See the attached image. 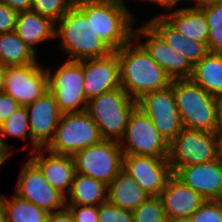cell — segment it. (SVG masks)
Returning <instances> with one entry per match:
<instances>
[{
  "instance_id": "3957f363",
  "label": "cell",
  "mask_w": 222,
  "mask_h": 222,
  "mask_svg": "<svg viewBox=\"0 0 222 222\" xmlns=\"http://www.w3.org/2000/svg\"><path fill=\"white\" fill-rule=\"evenodd\" d=\"M55 38L68 60L102 58L113 52L93 31L91 21L74 5L56 23ZM61 47V48H60Z\"/></svg>"
},
{
  "instance_id": "f6af8a7d",
  "label": "cell",
  "mask_w": 222,
  "mask_h": 222,
  "mask_svg": "<svg viewBox=\"0 0 222 222\" xmlns=\"http://www.w3.org/2000/svg\"><path fill=\"white\" fill-rule=\"evenodd\" d=\"M6 69L7 67H5L4 65L0 63V92L3 90L4 75H5Z\"/></svg>"
},
{
  "instance_id": "ab89813d",
  "label": "cell",
  "mask_w": 222,
  "mask_h": 222,
  "mask_svg": "<svg viewBox=\"0 0 222 222\" xmlns=\"http://www.w3.org/2000/svg\"><path fill=\"white\" fill-rule=\"evenodd\" d=\"M142 2H152L153 4H157L159 6H162L164 9L168 10L166 12L172 11L173 9L178 6L179 2L183 1L186 3V0H140Z\"/></svg>"
},
{
  "instance_id": "836d02e7",
  "label": "cell",
  "mask_w": 222,
  "mask_h": 222,
  "mask_svg": "<svg viewBox=\"0 0 222 222\" xmlns=\"http://www.w3.org/2000/svg\"><path fill=\"white\" fill-rule=\"evenodd\" d=\"M98 222H133V213L106 201L99 205Z\"/></svg>"
},
{
  "instance_id": "ffe728a7",
  "label": "cell",
  "mask_w": 222,
  "mask_h": 222,
  "mask_svg": "<svg viewBox=\"0 0 222 222\" xmlns=\"http://www.w3.org/2000/svg\"><path fill=\"white\" fill-rule=\"evenodd\" d=\"M159 197L168 220L188 219L206 201L175 174L169 177Z\"/></svg>"
},
{
  "instance_id": "60d3db41",
  "label": "cell",
  "mask_w": 222,
  "mask_h": 222,
  "mask_svg": "<svg viewBox=\"0 0 222 222\" xmlns=\"http://www.w3.org/2000/svg\"><path fill=\"white\" fill-rule=\"evenodd\" d=\"M214 133L222 135V97L218 99L216 126Z\"/></svg>"
},
{
  "instance_id": "30bf717a",
  "label": "cell",
  "mask_w": 222,
  "mask_h": 222,
  "mask_svg": "<svg viewBox=\"0 0 222 222\" xmlns=\"http://www.w3.org/2000/svg\"><path fill=\"white\" fill-rule=\"evenodd\" d=\"M119 144L123 155L155 158H168L169 155V145L160 136L150 118L138 107L131 113Z\"/></svg>"
},
{
  "instance_id": "b9f144b4",
  "label": "cell",
  "mask_w": 222,
  "mask_h": 222,
  "mask_svg": "<svg viewBox=\"0 0 222 222\" xmlns=\"http://www.w3.org/2000/svg\"><path fill=\"white\" fill-rule=\"evenodd\" d=\"M10 155H12V153L3 145L0 138V168Z\"/></svg>"
},
{
  "instance_id": "8992f818",
  "label": "cell",
  "mask_w": 222,
  "mask_h": 222,
  "mask_svg": "<svg viewBox=\"0 0 222 222\" xmlns=\"http://www.w3.org/2000/svg\"><path fill=\"white\" fill-rule=\"evenodd\" d=\"M99 127L86 111L62 113L48 151L73 156L76 152L101 142Z\"/></svg>"
},
{
  "instance_id": "4316f807",
  "label": "cell",
  "mask_w": 222,
  "mask_h": 222,
  "mask_svg": "<svg viewBox=\"0 0 222 222\" xmlns=\"http://www.w3.org/2000/svg\"><path fill=\"white\" fill-rule=\"evenodd\" d=\"M15 31L0 34V63L5 67L25 66L37 61Z\"/></svg>"
},
{
  "instance_id": "7bdbcfd3",
  "label": "cell",
  "mask_w": 222,
  "mask_h": 222,
  "mask_svg": "<svg viewBox=\"0 0 222 222\" xmlns=\"http://www.w3.org/2000/svg\"><path fill=\"white\" fill-rule=\"evenodd\" d=\"M0 222H7L4 209V195L0 193Z\"/></svg>"
},
{
  "instance_id": "7dc6e473",
  "label": "cell",
  "mask_w": 222,
  "mask_h": 222,
  "mask_svg": "<svg viewBox=\"0 0 222 222\" xmlns=\"http://www.w3.org/2000/svg\"><path fill=\"white\" fill-rule=\"evenodd\" d=\"M168 222H189L188 219H172L168 220Z\"/></svg>"
},
{
  "instance_id": "ee69618b",
  "label": "cell",
  "mask_w": 222,
  "mask_h": 222,
  "mask_svg": "<svg viewBox=\"0 0 222 222\" xmlns=\"http://www.w3.org/2000/svg\"><path fill=\"white\" fill-rule=\"evenodd\" d=\"M222 0H186V3H195V6L207 5L214 2H221Z\"/></svg>"
},
{
  "instance_id": "d6a6232c",
  "label": "cell",
  "mask_w": 222,
  "mask_h": 222,
  "mask_svg": "<svg viewBox=\"0 0 222 222\" xmlns=\"http://www.w3.org/2000/svg\"><path fill=\"white\" fill-rule=\"evenodd\" d=\"M188 220L189 222H222V200H206Z\"/></svg>"
},
{
  "instance_id": "2e32d148",
  "label": "cell",
  "mask_w": 222,
  "mask_h": 222,
  "mask_svg": "<svg viewBox=\"0 0 222 222\" xmlns=\"http://www.w3.org/2000/svg\"><path fill=\"white\" fill-rule=\"evenodd\" d=\"M26 108L31 136L29 153H32L38 148H45L52 140L62 112L49 90L34 103L26 105Z\"/></svg>"
},
{
  "instance_id": "9a60e30c",
  "label": "cell",
  "mask_w": 222,
  "mask_h": 222,
  "mask_svg": "<svg viewBox=\"0 0 222 222\" xmlns=\"http://www.w3.org/2000/svg\"><path fill=\"white\" fill-rule=\"evenodd\" d=\"M123 170L150 196H160L173 174L168 158L123 155Z\"/></svg>"
},
{
  "instance_id": "f1b7e54d",
  "label": "cell",
  "mask_w": 222,
  "mask_h": 222,
  "mask_svg": "<svg viewBox=\"0 0 222 222\" xmlns=\"http://www.w3.org/2000/svg\"><path fill=\"white\" fill-rule=\"evenodd\" d=\"M18 137L23 140L30 141L31 136L29 130V117L26 106H19L3 123L0 124V138L3 145L13 154L15 152L12 148H9L3 138Z\"/></svg>"
},
{
  "instance_id": "4fadbf2b",
  "label": "cell",
  "mask_w": 222,
  "mask_h": 222,
  "mask_svg": "<svg viewBox=\"0 0 222 222\" xmlns=\"http://www.w3.org/2000/svg\"><path fill=\"white\" fill-rule=\"evenodd\" d=\"M22 166L15 194L48 213L66 206V197L53 188L41 169L30 159Z\"/></svg>"
},
{
  "instance_id": "ac0fdd59",
  "label": "cell",
  "mask_w": 222,
  "mask_h": 222,
  "mask_svg": "<svg viewBox=\"0 0 222 222\" xmlns=\"http://www.w3.org/2000/svg\"><path fill=\"white\" fill-rule=\"evenodd\" d=\"M175 175L205 200H222V157L181 167Z\"/></svg>"
},
{
  "instance_id": "5b68a950",
  "label": "cell",
  "mask_w": 222,
  "mask_h": 222,
  "mask_svg": "<svg viewBox=\"0 0 222 222\" xmlns=\"http://www.w3.org/2000/svg\"><path fill=\"white\" fill-rule=\"evenodd\" d=\"M136 107V101L119 87L89 99L86 112L98 125L103 140L119 142Z\"/></svg>"
},
{
  "instance_id": "7a4b0ae2",
  "label": "cell",
  "mask_w": 222,
  "mask_h": 222,
  "mask_svg": "<svg viewBox=\"0 0 222 222\" xmlns=\"http://www.w3.org/2000/svg\"><path fill=\"white\" fill-rule=\"evenodd\" d=\"M125 0H76V6L91 21L96 36L112 51L119 50L134 37L137 22Z\"/></svg>"
},
{
  "instance_id": "603a6c76",
  "label": "cell",
  "mask_w": 222,
  "mask_h": 222,
  "mask_svg": "<svg viewBox=\"0 0 222 222\" xmlns=\"http://www.w3.org/2000/svg\"><path fill=\"white\" fill-rule=\"evenodd\" d=\"M157 15H163L187 39L208 42V23L204 12L198 6L179 7Z\"/></svg>"
},
{
  "instance_id": "74e56055",
  "label": "cell",
  "mask_w": 222,
  "mask_h": 222,
  "mask_svg": "<svg viewBox=\"0 0 222 222\" xmlns=\"http://www.w3.org/2000/svg\"><path fill=\"white\" fill-rule=\"evenodd\" d=\"M33 0H0V3L7 5L16 12L31 10Z\"/></svg>"
},
{
  "instance_id": "d6986e66",
  "label": "cell",
  "mask_w": 222,
  "mask_h": 222,
  "mask_svg": "<svg viewBox=\"0 0 222 222\" xmlns=\"http://www.w3.org/2000/svg\"><path fill=\"white\" fill-rule=\"evenodd\" d=\"M29 155L30 159L41 169L48 183L66 197L76 174L73 157L56 154L46 148H38Z\"/></svg>"
},
{
  "instance_id": "484cf974",
  "label": "cell",
  "mask_w": 222,
  "mask_h": 222,
  "mask_svg": "<svg viewBox=\"0 0 222 222\" xmlns=\"http://www.w3.org/2000/svg\"><path fill=\"white\" fill-rule=\"evenodd\" d=\"M107 192L108 185L76 172L66 204L99 206L107 201Z\"/></svg>"
},
{
  "instance_id": "8d00e7d4",
  "label": "cell",
  "mask_w": 222,
  "mask_h": 222,
  "mask_svg": "<svg viewBox=\"0 0 222 222\" xmlns=\"http://www.w3.org/2000/svg\"><path fill=\"white\" fill-rule=\"evenodd\" d=\"M20 105L8 94L0 92V124L3 123Z\"/></svg>"
},
{
  "instance_id": "7c38bea8",
  "label": "cell",
  "mask_w": 222,
  "mask_h": 222,
  "mask_svg": "<svg viewBox=\"0 0 222 222\" xmlns=\"http://www.w3.org/2000/svg\"><path fill=\"white\" fill-rule=\"evenodd\" d=\"M38 60L25 66L7 67L4 75L3 92L19 105L34 103L48 90V74Z\"/></svg>"
},
{
  "instance_id": "bcb514c9",
  "label": "cell",
  "mask_w": 222,
  "mask_h": 222,
  "mask_svg": "<svg viewBox=\"0 0 222 222\" xmlns=\"http://www.w3.org/2000/svg\"><path fill=\"white\" fill-rule=\"evenodd\" d=\"M219 138L220 156L222 157V135H217Z\"/></svg>"
},
{
  "instance_id": "d590c367",
  "label": "cell",
  "mask_w": 222,
  "mask_h": 222,
  "mask_svg": "<svg viewBox=\"0 0 222 222\" xmlns=\"http://www.w3.org/2000/svg\"><path fill=\"white\" fill-rule=\"evenodd\" d=\"M18 12L0 3V34L15 30Z\"/></svg>"
},
{
  "instance_id": "1f68e13d",
  "label": "cell",
  "mask_w": 222,
  "mask_h": 222,
  "mask_svg": "<svg viewBox=\"0 0 222 222\" xmlns=\"http://www.w3.org/2000/svg\"><path fill=\"white\" fill-rule=\"evenodd\" d=\"M76 0H33L31 10L57 23Z\"/></svg>"
},
{
  "instance_id": "5bb4252c",
  "label": "cell",
  "mask_w": 222,
  "mask_h": 222,
  "mask_svg": "<svg viewBox=\"0 0 222 222\" xmlns=\"http://www.w3.org/2000/svg\"><path fill=\"white\" fill-rule=\"evenodd\" d=\"M143 37L148 39L144 43L141 41V39H144ZM134 38L172 80L190 79L193 72V66L190 62L172 49L147 22L134 28Z\"/></svg>"
},
{
  "instance_id": "f546056e",
  "label": "cell",
  "mask_w": 222,
  "mask_h": 222,
  "mask_svg": "<svg viewBox=\"0 0 222 222\" xmlns=\"http://www.w3.org/2000/svg\"><path fill=\"white\" fill-rule=\"evenodd\" d=\"M205 14L208 23L209 37L207 48L209 52H222V1L198 6Z\"/></svg>"
},
{
  "instance_id": "277c9868",
  "label": "cell",
  "mask_w": 222,
  "mask_h": 222,
  "mask_svg": "<svg viewBox=\"0 0 222 222\" xmlns=\"http://www.w3.org/2000/svg\"><path fill=\"white\" fill-rule=\"evenodd\" d=\"M172 88L183 127L214 132L219 98L191 79L172 80Z\"/></svg>"
},
{
  "instance_id": "6da1fadb",
  "label": "cell",
  "mask_w": 222,
  "mask_h": 222,
  "mask_svg": "<svg viewBox=\"0 0 222 222\" xmlns=\"http://www.w3.org/2000/svg\"><path fill=\"white\" fill-rule=\"evenodd\" d=\"M115 52L119 60L120 86L135 101L146 93L171 85L172 79L134 37Z\"/></svg>"
},
{
  "instance_id": "83f0119b",
  "label": "cell",
  "mask_w": 222,
  "mask_h": 222,
  "mask_svg": "<svg viewBox=\"0 0 222 222\" xmlns=\"http://www.w3.org/2000/svg\"><path fill=\"white\" fill-rule=\"evenodd\" d=\"M4 209L7 222H47L49 213L35 204L13 194L4 195Z\"/></svg>"
},
{
  "instance_id": "9c48e42d",
  "label": "cell",
  "mask_w": 222,
  "mask_h": 222,
  "mask_svg": "<svg viewBox=\"0 0 222 222\" xmlns=\"http://www.w3.org/2000/svg\"><path fill=\"white\" fill-rule=\"evenodd\" d=\"M77 173L92 177L106 185L123 169V152L117 141L101 142L76 152L73 156Z\"/></svg>"
},
{
  "instance_id": "cb8c5ba5",
  "label": "cell",
  "mask_w": 222,
  "mask_h": 222,
  "mask_svg": "<svg viewBox=\"0 0 222 222\" xmlns=\"http://www.w3.org/2000/svg\"><path fill=\"white\" fill-rule=\"evenodd\" d=\"M149 197L123 169L108 185L107 201L121 209L133 211Z\"/></svg>"
},
{
  "instance_id": "d4e9b609",
  "label": "cell",
  "mask_w": 222,
  "mask_h": 222,
  "mask_svg": "<svg viewBox=\"0 0 222 222\" xmlns=\"http://www.w3.org/2000/svg\"><path fill=\"white\" fill-rule=\"evenodd\" d=\"M190 79L209 94L222 97V53L208 52L193 66Z\"/></svg>"
},
{
  "instance_id": "4dcf8cb0",
  "label": "cell",
  "mask_w": 222,
  "mask_h": 222,
  "mask_svg": "<svg viewBox=\"0 0 222 222\" xmlns=\"http://www.w3.org/2000/svg\"><path fill=\"white\" fill-rule=\"evenodd\" d=\"M132 213L133 222H168L162 200L159 196L149 197Z\"/></svg>"
},
{
  "instance_id": "8fae6325",
  "label": "cell",
  "mask_w": 222,
  "mask_h": 222,
  "mask_svg": "<svg viewBox=\"0 0 222 222\" xmlns=\"http://www.w3.org/2000/svg\"><path fill=\"white\" fill-rule=\"evenodd\" d=\"M137 107L153 122L160 136L169 145L184 128L171 85L146 93L136 100Z\"/></svg>"
},
{
  "instance_id": "52a82bcc",
  "label": "cell",
  "mask_w": 222,
  "mask_h": 222,
  "mask_svg": "<svg viewBox=\"0 0 222 222\" xmlns=\"http://www.w3.org/2000/svg\"><path fill=\"white\" fill-rule=\"evenodd\" d=\"M220 157L219 138L214 132L183 128L169 144L172 173L181 167L212 162Z\"/></svg>"
},
{
  "instance_id": "e575fe53",
  "label": "cell",
  "mask_w": 222,
  "mask_h": 222,
  "mask_svg": "<svg viewBox=\"0 0 222 222\" xmlns=\"http://www.w3.org/2000/svg\"><path fill=\"white\" fill-rule=\"evenodd\" d=\"M74 222H98L99 206L66 204Z\"/></svg>"
},
{
  "instance_id": "f35d334b",
  "label": "cell",
  "mask_w": 222,
  "mask_h": 222,
  "mask_svg": "<svg viewBox=\"0 0 222 222\" xmlns=\"http://www.w3.org/2000/svg\"><path fill=\"white\" fill-rule=\"evenodd\" d=\"M47 222H74L69 209H63L49 213Z\"/></svg>"
},
{
  "instance_id": "44dd1931",
  "label": "cell",
  "mask_w": 222,
  "mask_h": 222,
  "mask_svg": "<svg viewBox=\"0 0 222 222\" xmlns=\"http://www.w3.org/2000/svg\"><path fill=\"white\" fill-rule=\"evenodd\" d=\"M147 23L192 66L196 65L209 52L207 43L187 39L163 15H156Z\"/></svg>"
},
{
  "instance_id": "e0dca14e",
  "label": "cell",
  "mask_w": 222,
  "mask_h": 222,
  "mask_svg": "<svg viewBox=\"0 0 222 222\" xmlns=\"http://www.w3.org/2000/svg\"><path fill=\"white\" fill-rule=\"evenodd\" d=\"M84 93L89 99L119 88V60L115 51L102 58L83 60Z\"/></svg>"
},
{
  "instance_id": "7402d4cb",
  "label": "cell",
  "mask_w": 222,
  "mask_h": 222,
  "mask_svg": "<svg viewBox=\"0 0 222 222\" xmlns=\"http://www.w3.org/2000/svg\"><path fill=\"white\" fill-rule=\"evenodd\" d=\"M56 23L38 13L27 10L19 12L15 32L26 46L36 55L35 45L55 39Z\"/></svg>"
},
{
  "instance_id": "ba28073f",
  "label": "cell",
  "mask_w": 222,
  "mask_h": 222,
  "mask_svg": "<svg viewBox=\"0 0 222 222\" xmlns=\"http://www.w3.org/2000/svg\"><path fill=\"white\" fill-rule=\"evenodd\" d=\"M46 68L49 92L62 113L86 111L87 100L84 93L83 60H66L55 68Z\"/></svg>"
}]
</instances>
